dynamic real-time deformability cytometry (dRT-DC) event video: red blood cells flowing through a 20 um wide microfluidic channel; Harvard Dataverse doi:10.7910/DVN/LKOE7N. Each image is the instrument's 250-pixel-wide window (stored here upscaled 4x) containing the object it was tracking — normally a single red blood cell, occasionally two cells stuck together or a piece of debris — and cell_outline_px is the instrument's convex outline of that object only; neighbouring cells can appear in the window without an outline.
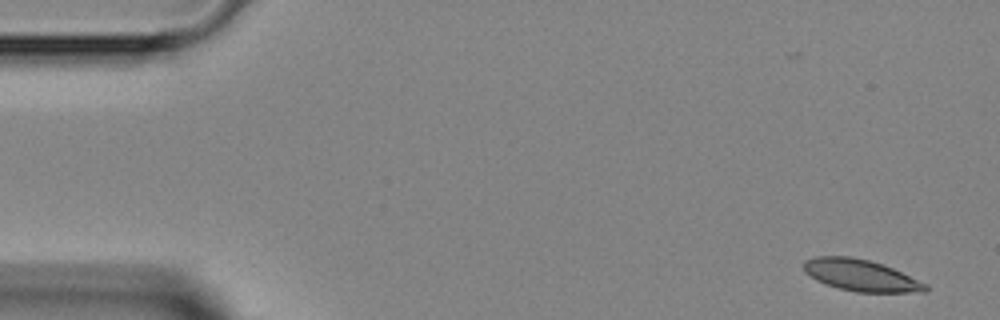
{"species": "Egyptian fruit bat (a non-hibernating species)", "species_latin": "Rousettus aegyptiacus", "temperature_condition": "room temperature", "stored_images_in_passage": 46, "camera_frame_rate_fps": 3000, "um_per_image_px": 0.085, "animal": {"sex": "female"}, "frame": {"image": 1, "passage_image": 1, "time_ms": 0.0, "image_size_px": [1000, 320], "cell_outline_px": [[928, 292], [856, 292], [840, 288], [816, 280], [804, 272], [804, 260], [816, 256], [852, 256], [868, 260], [892, 268], [928, 284]], "centroid_in_image_um": [73.17, 23.4], "position_along_channel_um": 11.8, "area_um2": 22.25}}
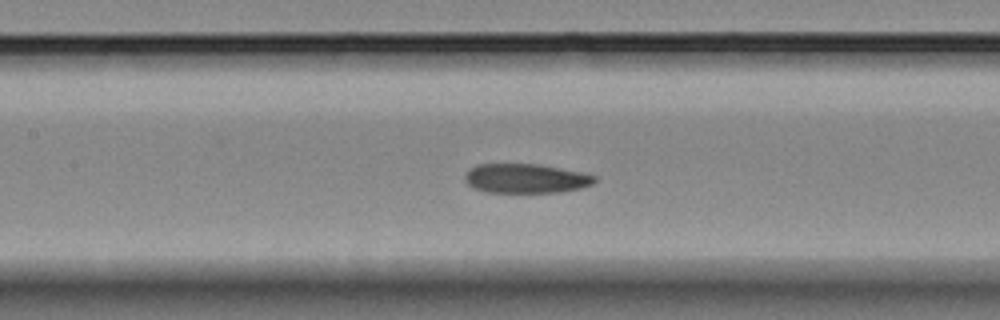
{"frame": {"image": 2, "passage_image": 20, "time_ms": 6.333, "image_size_px": [1000, 320], "cell_outline_px": [[596, 180], [592, 184], [580, 188], [560, 192], [484, 192], [468, 184], [464, 180], [464, 176], [476, 164], [540, 164], [580, 172], [596, 176]], "centroid_in_image_um": [44.69, 15.16], "position_along_channel_um": 162.7, "area_um2": 22.02}}
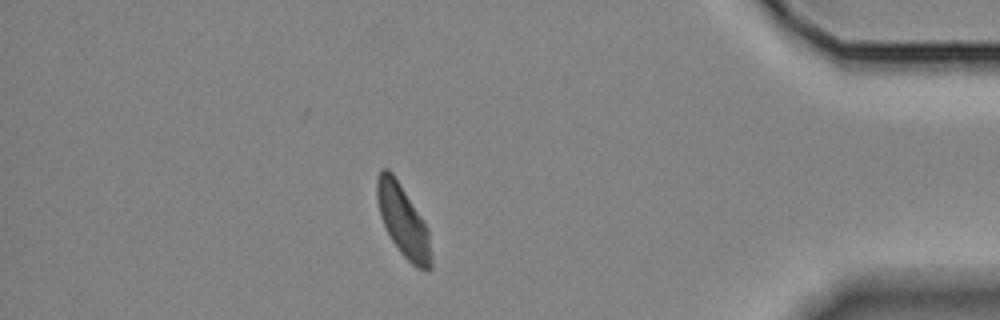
{"frame": {"image": 3, "passage_image": 40, "time_ms": 13.0, "image_size_px": [1000, 320], "cell_outline_px": [[432, 268], [428, 272], [416, 268], [400, 252], [392, 240], [380, 216], [376, 196], [376, 180], [380, 168], [388, 168], [392, 172], [400, 184], [428, 228], [432, 256]], "centroid_in_image_um": [34.27, 18.8], "position_along_channel_um": 400.9, "area_um2": 22.6}}